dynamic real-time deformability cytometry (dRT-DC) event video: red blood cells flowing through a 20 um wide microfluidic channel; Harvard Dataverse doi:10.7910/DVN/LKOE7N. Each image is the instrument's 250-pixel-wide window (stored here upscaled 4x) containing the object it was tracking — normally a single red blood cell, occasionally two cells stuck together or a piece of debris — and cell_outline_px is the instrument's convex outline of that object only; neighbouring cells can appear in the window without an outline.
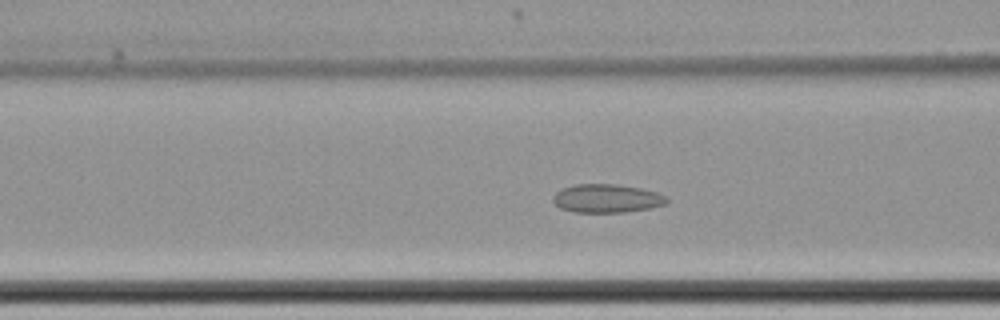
{"species": "common noctule bat (a hibernating species)", "species_latin": "Nyctalus noctula", "temperature_condition": "cold", "stored_images_in_passage": 62, "camera_frame_rate_fps": 3000, "um_per_image_px": 0.085, "animal": {"sex": "female", "body_mass_g": 22.7, "forearm_length_mm": 54.2}, "frame": {"image": 1, "passage_image": 26, "time_ms": 8.333, "image_size_px": [1000, 320], "cell_outline_px": [[668, 204], [652, 208], [624, 212], [576, 212], [560, 208], [552, 200], [552, 196], [560, 188], [576, 184], [616, 184], [640, 188], [656, 192], [664, 196], [668, 200]], "centroid_in_image_um": [51.56, 16.86], "position_along_channel_um": 115.0, "area_um2": 18.96}}
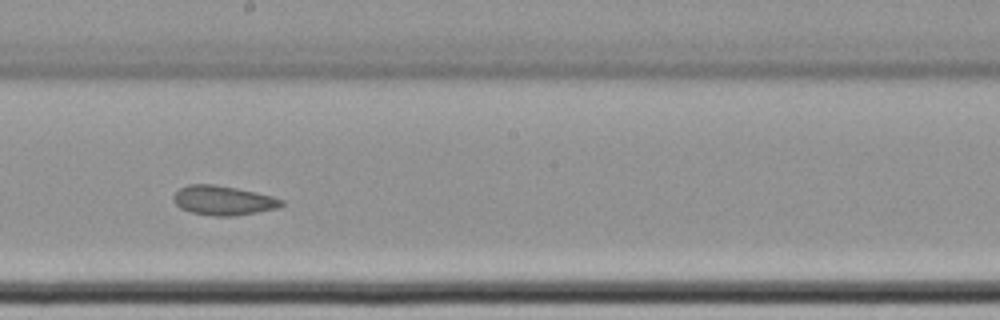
{"frame": {"image": 2, "passage_image": 36, "time_ms": 11.667, "image_size_px": [1000, 320], "cell_outline_px": [[284, 204], [280, 208], [236, 216], [212, 216], [192, 212], [180, 208], [172, 200], [172, 196], [180, 188], [188, 184], [216, 184], [256, 192], [272, 196], [284, 200]], "centroid_in_image_um": [18.99, 17.04], "position_along_channel_um": 229.2, "area_um2": 18.73}}
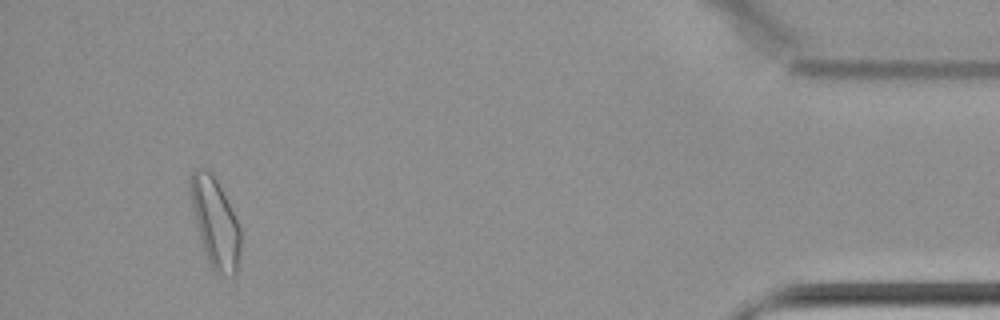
{"frame": {"image": 3, "passage_image": 58, "time_ms": 19.0, "image_size_px": [1000, 320], "cell_outline_px": [[240, 252], [236, 272], [232, 276], [224, 276], [212, 272], [204, 252], [200, 240], [188, 192], [188, 180], [192, 172], [196, 168], [208, 168], [212, 172], [240, 228]], "centroid_in_image_um": [18.24, 18.93], "position_along_channel_um": 417.0, "area_um2": 26.24}, "authors_computed_cell_mechanics": {"area_um2": 21.0681, "velocity_mm_per_s": 3.4287, "shape_relaxation_time_tau1_ms": 6.9906, "shape_relaxation_time_tau2_ms": 3.5226, "deformation_change_tau1": 0.0692, "deformation_change_tau2": 0.0924}}